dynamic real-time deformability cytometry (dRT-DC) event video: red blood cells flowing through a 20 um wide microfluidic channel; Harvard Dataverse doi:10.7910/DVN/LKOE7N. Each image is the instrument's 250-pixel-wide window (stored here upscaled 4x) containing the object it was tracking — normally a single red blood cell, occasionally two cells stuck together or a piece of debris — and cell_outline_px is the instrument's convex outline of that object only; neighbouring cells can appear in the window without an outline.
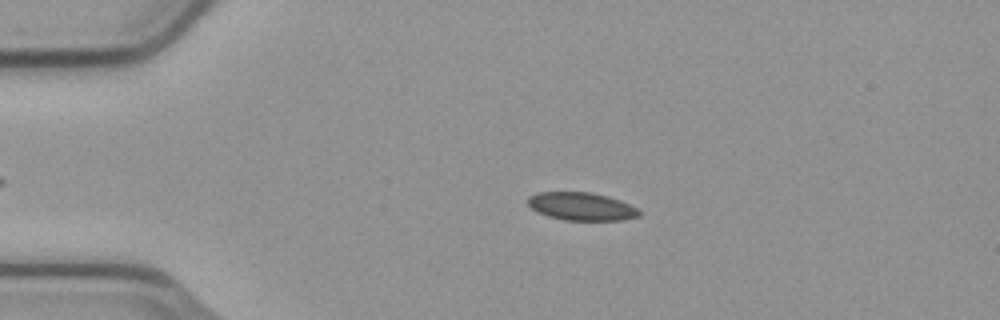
{"species": "common noctule bat (a hibernating species)", "species_latin": "Nyctalus noctula", "temperature_condition": "cold", "stored_images_in_passage": 48, "camera_frame_rate_fps": 3000, "um_per_image_px": 0.085, "animal": {"sex": "male", "body_mass_g": 23.1, "forearm_length_mm": 52.7}, "frame": {"image": 1, "passage_image": 12, "time_ms": 3.667, "image_size_px": [1000, 320], "cell_outline_px": [[640, 216], [620, 220], [564, 220], [548, 216], [536, 212], [528, 204], [528, 196], [536, 192], [592, 192], [608, 196], [620, 200], [636, 208], [640, 212]], "centroid_in_image_um": [49.39, 17.54], "position_along_channel_um": 35.6, "area_um2": 18.15}}
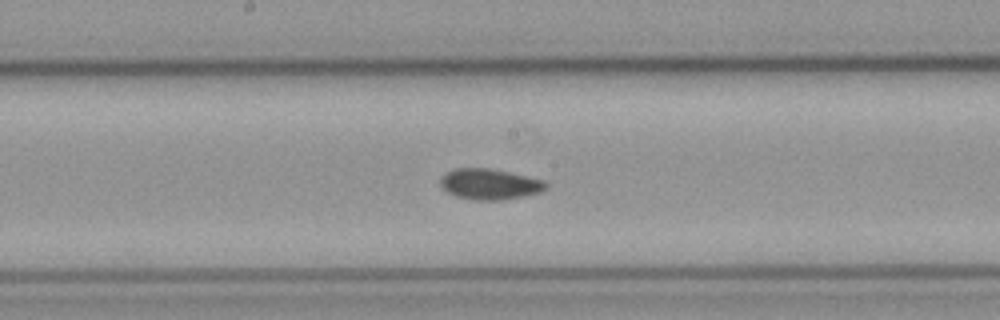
{"frame": {"image": 2, "passage_image": 29, "time_ms": 9.333, "image_size_px": [1000, 320], "cell_outline_px": [[548, 188], [540, 192], [524, 196], [500, 200], [476, 200], [456, 196], [448, 192], [440, 184], [440, 176], [456, 168], [488, 168], [508, 172], [544, 180], [548, 184]], "centroid_in_image_um": [41.64, 15.65], "position_along_channel_um": 206.6, "area_um2": 18.79}}
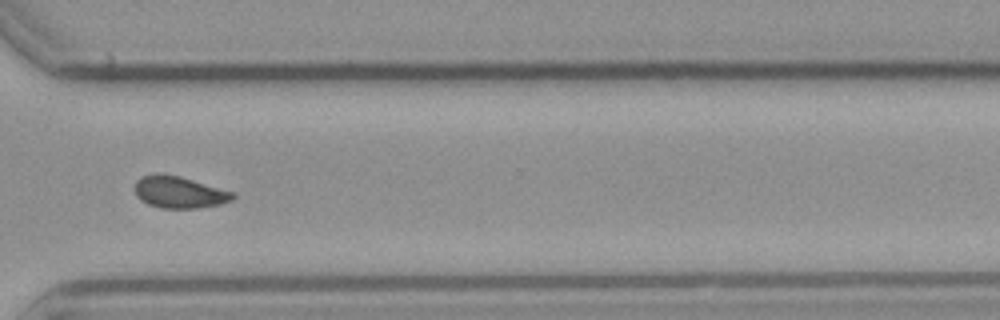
{"frame": {"image": 3, "passage_image": 41, "time_ms": 13.333, "image_size_px": [1000, 320], "cell_outline_px": [[236, 196], [232, 200], [220, 204], [196, 208], [160, 208], [148, 204], [140, 200], [136, 196], [136, 180], [140, 176], [156, 172], [160, 172], [180, 176], [236, 192]], "centroid_in_image_um": [15.23, 16.32], "position_along_channel_um": 355.4, "area_um2": 18.5}, "authors_computed_cell_mechanics": {"area_um2": 18.207, "velocity_mm_per_s": 3.7352, "shape_relaxation_time_tau1_ms": null, "shape_relaxation_time_tau2_ms": 9.1015, "deformation_change_tau1": null, "deformation_change_tau2": 0.0907}}